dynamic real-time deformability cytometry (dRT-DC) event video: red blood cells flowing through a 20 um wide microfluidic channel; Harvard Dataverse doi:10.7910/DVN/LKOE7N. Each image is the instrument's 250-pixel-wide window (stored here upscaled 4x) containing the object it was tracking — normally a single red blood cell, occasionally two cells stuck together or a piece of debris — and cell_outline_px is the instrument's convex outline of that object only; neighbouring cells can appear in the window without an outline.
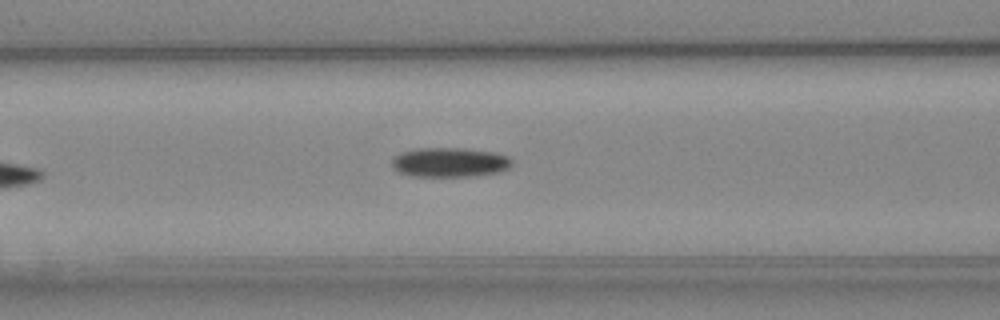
{"species": "Egyptian fruit bat (a non-hibernating species)", "species_latin": "Rousettus aegyptiacus", "temperature_condition": "cold", "stored_images_in_passage": 7, "camera_frame_rate_fps": 3000, "um_per_image_px": 0.085, "animal": {"sex": "female"}, "frame": {"image": 1, "passage_image": 7, "time_ms": 7.0, "image_size_px": [1000, 320], "cell_outline_px": [[512, 164], [508, 168], [500, 172], [472, 176], [412, 176], [400, 172], [392, 168], [392, 160], [400, 152], [416, 148], [464, 148], [496, 152], [508, 156], [512, 160]], "centroid_in_image_um": [38.24, 13.79], "position_along_channel_um": 128.4, "area_um2": 20.75}}